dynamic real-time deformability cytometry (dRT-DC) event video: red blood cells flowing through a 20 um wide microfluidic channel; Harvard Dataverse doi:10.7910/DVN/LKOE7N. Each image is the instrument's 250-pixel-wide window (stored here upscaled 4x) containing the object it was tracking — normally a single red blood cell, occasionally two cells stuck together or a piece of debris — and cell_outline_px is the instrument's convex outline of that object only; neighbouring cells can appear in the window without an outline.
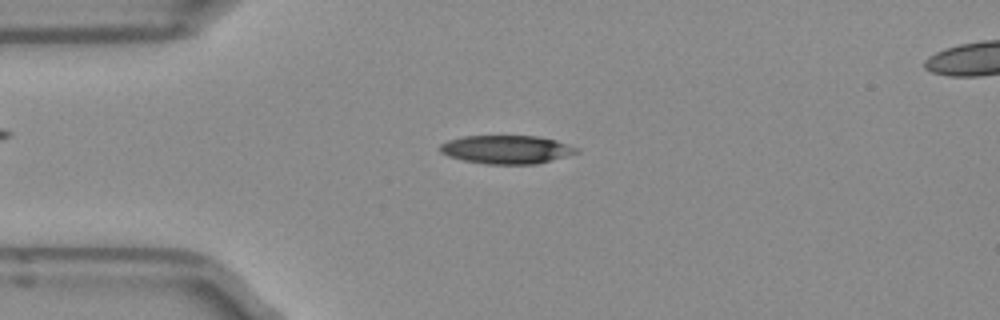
{"species": "Egyptian fruit bat (a non-hibernating species)", "species_latin": "Rousettus aegyptiacus", "temperature_condition": "room temperature", "stored_images_in_passage": 51, "segment_of_instrument_passage": [1, 2], "camera_frame_rate_fps": 3000, "um_per_image_px": 0.085, "frame": {"image": 1, "passage_image": 11, "time_ms": 3.333, "image_size_px": [1000, 320], "cell_outline_px": [[580, 152], [536, 164], [488, 164], [464, 160], [448, 156], [440, 152], [440, 144], [448, 140], [464, 136], [536, 136], [556, 140], [576, 148]], "centroid_in_image_um": [43.03, 12.71], "position_along_channel_um": 42.0, "area_um2": 22.37}}
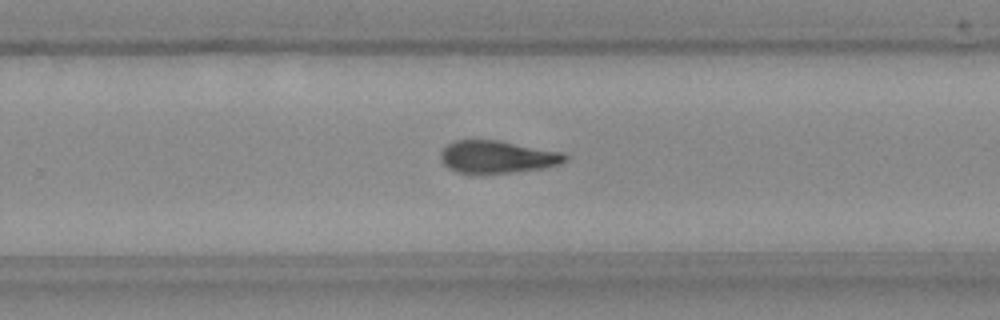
{"frame": {"image": 2, "passage_image": 31, "time_ms": 10.0, "image_size_px": [1000, 320], "cell_outline_px": [[568, 160], [560, 164], [544, 168], [512, 172], [456, 172], [448, 168], [440, 160], [440, 152], [448, 144], [456, 140], [496, 140], [560, 152], [568, 156]], "centroid_in_image_um": [42.26, 13.33], "position_along_channel_um": 287.5, "area_um2": 23.12}}
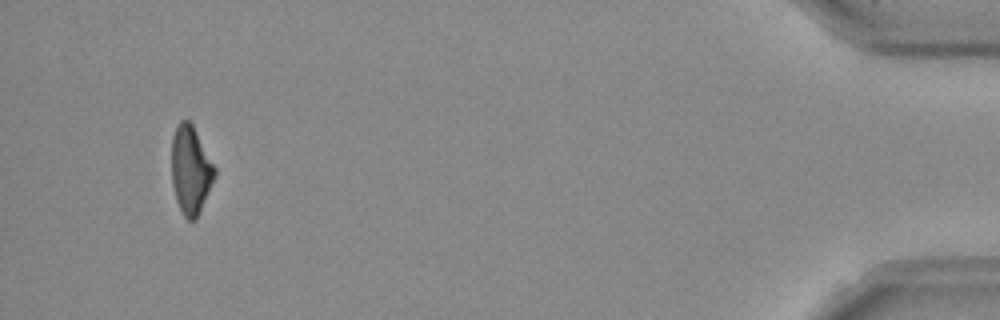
{"frame": {"image": 3, "passage_image": 47, "time_ms": 15.333, "image_size_px": [1000, 320], "cell_outline_px": [[216, 176], [200, 212], [196, 220], [188, 220], [184, 216], [176, 200], [172, 184], [172, 136], [180, 120], [188, 120], [192, 124], [216, 168]], "centroid_in_image_um": [16.21, 14.47], "position_along_channel_um": 419.0, "area_um2": 22.08}}